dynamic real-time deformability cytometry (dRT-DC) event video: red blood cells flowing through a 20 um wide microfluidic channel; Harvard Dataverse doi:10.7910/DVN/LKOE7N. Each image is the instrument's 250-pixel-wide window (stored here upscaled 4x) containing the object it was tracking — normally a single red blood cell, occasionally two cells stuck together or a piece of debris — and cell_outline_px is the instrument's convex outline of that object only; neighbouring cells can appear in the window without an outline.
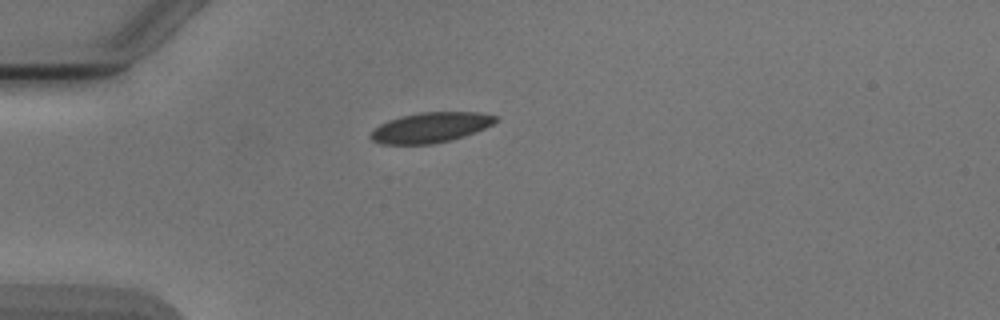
{"species": "Egyptian fruit bat (a non-hibernating species)", "species_latin": "Rousettus aegyptiacus", "temperature_condition": "cold", "stored_images_in_passage": 1, "camera_frame_rate_fps": 3000, "um_per_image_px": 0.085, "animal": {"sex": "male"}, "frame": {"image": 1, "passage_image": 1, "time_ms": 0.0, "image_size_px": [1000, 320], "cell_outline_px": [[496, 120], [492, 124], [476, 132], [452, 140], [432, 144], [380, 144], [372, 140], [368, 136], [380, 124], [388, 120], [400, 116], [420, 112], [480, 112], [496, 116]], "centroid_in_image_um": [36.58, 10.84], "position_along_channel_um": 48.4, "area_um2": 21.96}}